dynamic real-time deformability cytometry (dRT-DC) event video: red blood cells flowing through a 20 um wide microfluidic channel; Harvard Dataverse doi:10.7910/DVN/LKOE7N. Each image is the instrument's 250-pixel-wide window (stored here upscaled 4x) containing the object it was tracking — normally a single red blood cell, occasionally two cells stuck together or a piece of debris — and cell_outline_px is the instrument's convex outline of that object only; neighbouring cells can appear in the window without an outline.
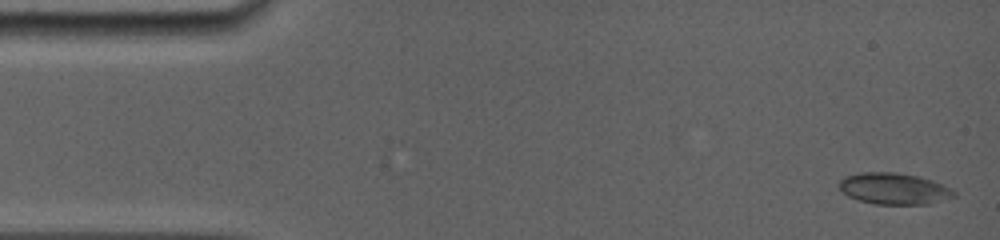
{"species": "common noctule bat (a hibernating species)", "species_latin": "Nyctalus noctula", "temperature_condition": "room temperature", "stored_images_in_passage": 33, "camera_frame_rate_fps": 5000, "um_per_image_px": 0.085, "animal": {"sex": "female", "body_mass_g": 19.0, "forearm_length_mm": 56.7}, "frame": {"image": 1, "passage_image": 1, "time_ms": 0.0, "image_size_px": [1000, 240], "cell_outline_px": [[956, 196], [928, 204], [876, 204], [860, 200], [848, 196], [836, 184], [844, 176], [860, 172], [896, 172], [920, 176], [932, 180], [956, 192]], "centroid_in_image_um": [75.96, 16.02], "position_along_channel_um": 9.0, "area_um2": 20.98}}
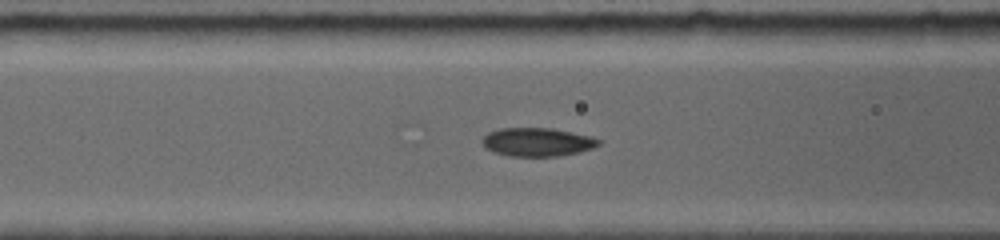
{"frame": {"image": 2, "passage_image": 24, "time_ms": 5.8, "image_size_px": [1000, 240], "cell_outline_px": [[604, 140], [600, 144], [592, 148], [580, 152], [556, 156], [508, 156], [492, 152], [484, 148], [480, 140], [488, 132], [500, 128], [552, 128], [592, 136]], "centroid_in_image_um": [45.66, 12.07], "position_along_channel_um": 120.9, "area_um2": 19.65}}
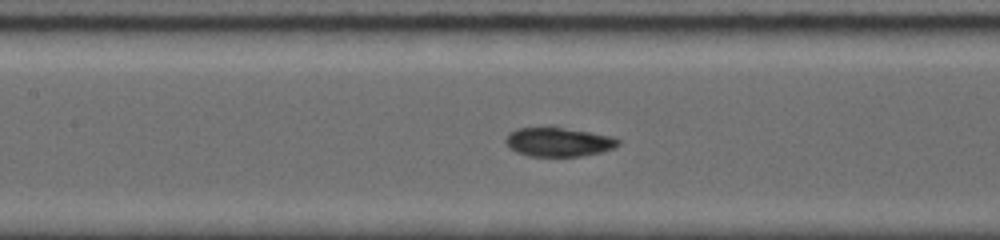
{"frame": {"image": 3, "passage_image": 28, "time_ms": 6.8, "image_size_px": [1000, 240], "cell_outline_px": [[620, 144], [612, 148], [600, 152], [580, 156], [528, 156], [516, 152], [508, 148], [504, 140], [508, 132], [516, 128], [560, 128], [616, 136], [620, 140]], "centroid_in_image_um": [47.44, 12.08], "position_along_channel_um": 160.0, "area_um2": 18.96}}